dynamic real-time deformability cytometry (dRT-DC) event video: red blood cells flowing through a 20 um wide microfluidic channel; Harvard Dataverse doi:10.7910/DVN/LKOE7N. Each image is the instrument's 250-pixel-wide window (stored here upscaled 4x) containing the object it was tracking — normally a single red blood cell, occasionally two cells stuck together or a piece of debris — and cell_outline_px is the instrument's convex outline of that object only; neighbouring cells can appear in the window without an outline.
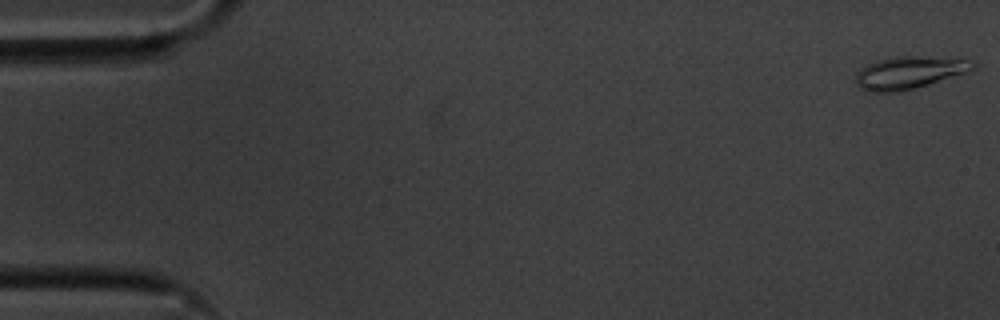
{"species": "common noctule bat (a hibernating species)", "species_latin": "Nyctalus noctula", "temperature_condition": "cold", "stored_images_in_passage": 44, "segment_of_instrument_passage": [1, 2], "camera_frame_rate_fps": 3000, "um_per_image_px": 0.085, "animal": {"sex": "male", "body_mass_g": 20.1, "forearm_length_mm": 53.5}, "frame": {"image": 1, "passage_image": 1, "time_ms": 0.0, "image_size_px": [1000, 320], "cell_outline_px": [[976, 68], [968, 72], [928, 84], [900, 92], [868, 92], [860, 88], [856, 84], [856, 72], [860, 68], [868, 64], [880, 60], [896, 56], [916, 56], [968, 60], [976, 64]], "centroid_in_image_um": [77.24, 6.18], "position_along_channel_um": 7.8, "area_um2": 21.96}}
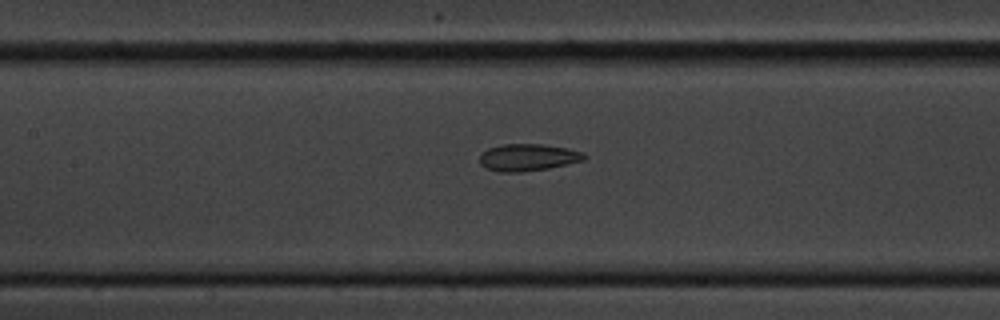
{"frame": {"image": 2, "passage_image": 25, "time_ms": 8.0, "image_size_px": [1000, 320], "cell_outline_px": [[588, 156], [584, 160], [568, 164], [548, 168], [520, 172], [500, 172], [488, 168], [480, 164], [480, 156], [488, 148], [504, 144], [544, 144], [568, 148], [584, 152]], "centroid_in_image_um": [44.92, 13.37], "position_along_channel_um": 162.5, "area_um2": 16.47}}
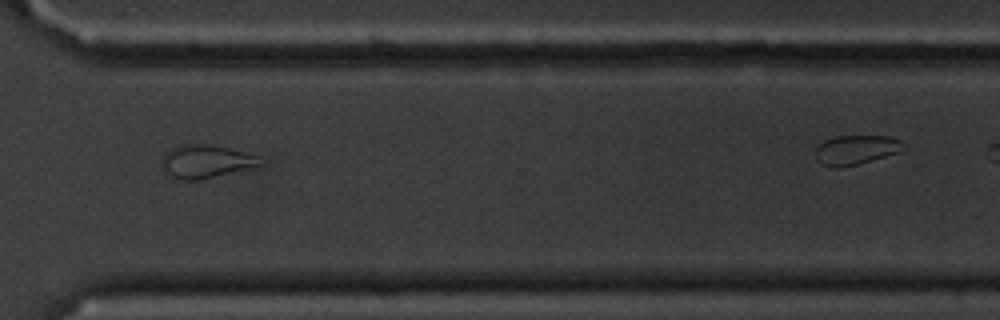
{"frame": {"image": 3, "passage_image": 41, "time_ms": 13.333, "image_size_px": [1000, 320], "cell_outline_px": [[264, 164], [200, 180], [184, 180], [172, 176], [160, 168], [160, 160], [172, 148], [180, 144], [208, 144], [228, 148], [244, 152], [256, 156]], "centroid_in_image_um": [17.44, 13.72], "position_along_channel_um": 353.2, "area_um2": 18.73}}